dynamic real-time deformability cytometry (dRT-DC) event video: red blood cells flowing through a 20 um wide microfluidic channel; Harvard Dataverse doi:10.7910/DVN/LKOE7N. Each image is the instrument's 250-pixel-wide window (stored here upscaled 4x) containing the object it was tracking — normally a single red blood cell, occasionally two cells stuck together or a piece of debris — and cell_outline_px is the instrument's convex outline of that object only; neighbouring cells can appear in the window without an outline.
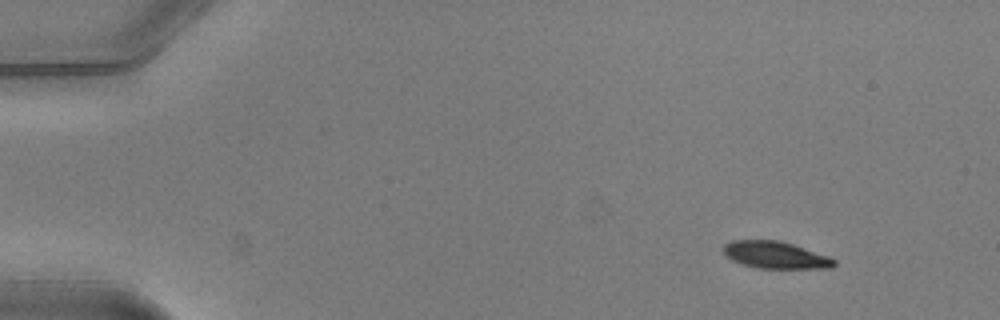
{"species": "common noctule bat (a hibernating species)", "species_latin": "Nyctalus noctula", "temperature_condition": "warm", "stored_images_in_passage": 46, "camera_frame_rate_fps": 3000, "um_per_image_px": 0.085, "animal": {"sex": "male", "body_mass_g": 20.5, "forearm_length_mm": 52.5}, "frame": {"image": 1, "passage_image": 1, "time_ms": 0.0, "image_size_px": [1000, 320], "cell_outline_px": [[836, 264], [832, 268], [760, 268], [744, 264], [732, 260], [724, 252], [724, 244], [732, 240], [780, 240], [828, 256], [836, 260]], "centroid_in_image_um": [65.93, 21.67], "position_along_channel_um": 19.1, "area_um2": 17.22}}
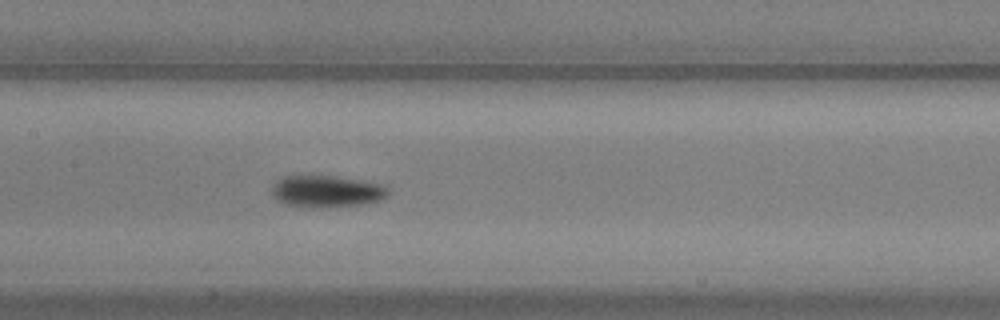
{"frame": {"image": 2, "passage_image": 21, "time_ms": 6.667, "image_size_px": [1000, 320], "cell_outline_px": [[388, 196], [380, 200], [368, 204], [328, 208], [320, 208], [284, 204], [276, 200], [272, 196], [272, 188], [276, 180], [284, 176], [336, 176], [384, 184], [388, 188]], "centroid_in_image_um": [27.79, 16.28], "position_along_channel_um": 179.6, "area_um2": 21.96}}
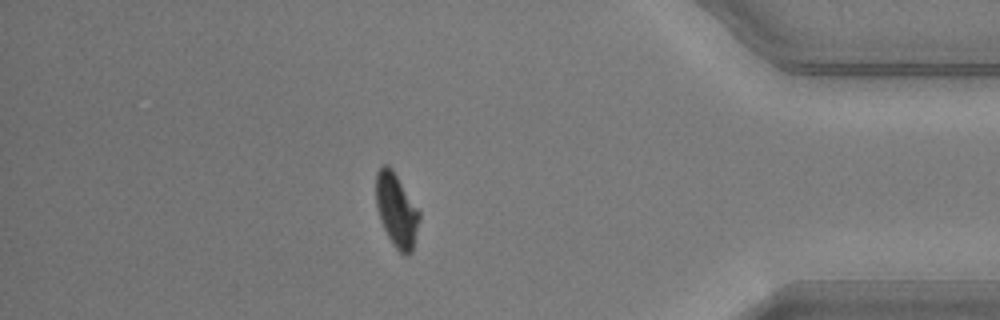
{"frame": {"image": 3, "passage_image": 40, "time_ms": 13.0, "image_size_px": [1000, 320], "cell_outline_px": [[420, 216], [412, 252], [408, 256], [404, 256], [392, 244], [380, 220], [376, 204], [376, 172], [384, 164], [388, 164], [392, 168], [420, 212]], "centroid_in_image_um": [33.7, 17.87], "position_along_channel_um": 401.5, "area_um2": 18.5}, "authors_computed_cell_mechanics": {"area_um2": 20.0566, "velocity_mm_per_s": 4.0192, "shape_relaxation_time_tau1_ms": 3.0127, "shape_relaxation_time_tau2_ms": 3.6094, "deformation_change_tau1": 0.1509, "deformation_change_tau2": 0.0748}}